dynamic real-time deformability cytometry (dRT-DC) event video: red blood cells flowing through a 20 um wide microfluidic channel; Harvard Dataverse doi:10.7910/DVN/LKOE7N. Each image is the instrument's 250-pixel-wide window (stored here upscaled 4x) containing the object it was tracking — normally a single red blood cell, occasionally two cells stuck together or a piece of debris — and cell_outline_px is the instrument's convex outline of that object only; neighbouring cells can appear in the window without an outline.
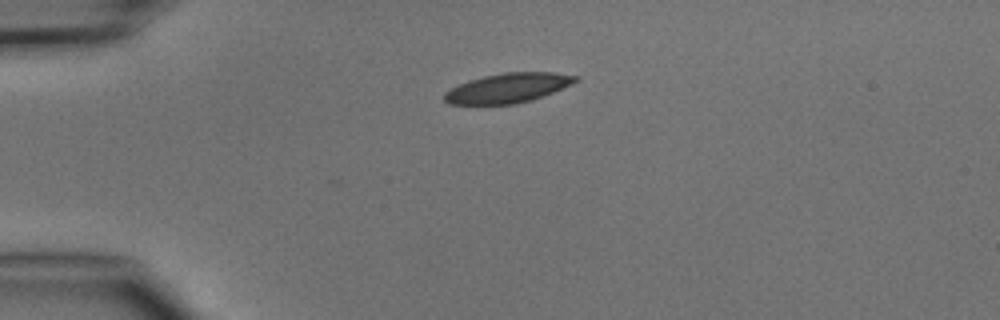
{"species": "common noctule bat (a hibernating species)", "species_latin": "Nyctalus noctula", "temperature_condition": "cold", "stored_images_in_passage": 2, "camera_frame_rate_fps": 3000, "um_per_image_px": 0.085, "animal": {"sex": "male", "body_mass_g": 15.6}, "frame": {"image": 1, "passage_image": 1, "time_ms": 0.0, "image_size_px": [1000, 320], "cell_outline_px": [[580, 80], [572, 84], [544, 96], [532, 100], [516, 104], [448, 104], [444, 100], [444, 92], [468, 80], [484, 76], [504, 72], [552, 72], [580, 76]], "centroid_in_image_um": [43.21, 7.47], "position_along_channel_um": 41.8, "area_um2": 22.72}}